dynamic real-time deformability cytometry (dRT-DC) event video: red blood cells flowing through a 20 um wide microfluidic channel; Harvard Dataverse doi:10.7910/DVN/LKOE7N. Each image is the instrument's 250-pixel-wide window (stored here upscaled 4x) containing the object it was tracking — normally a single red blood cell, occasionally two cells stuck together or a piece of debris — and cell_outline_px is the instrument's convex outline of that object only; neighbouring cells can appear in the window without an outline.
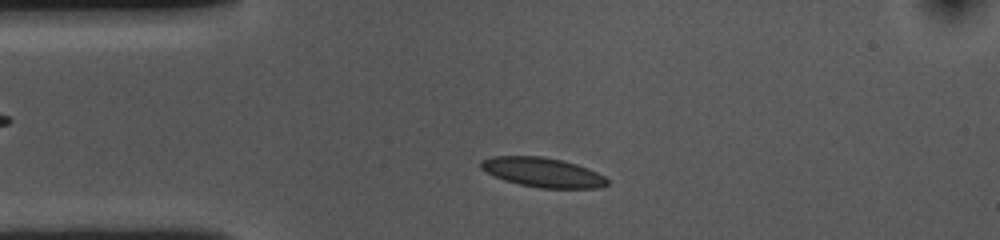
{"species": "common noctule bat (a hibernating species)", "species_latin": "Nyctalus noctula", "temperature_condition": "cold", "stored_images_in_passage": 43, "camera_frame_rate_fps": 3000, "um_per_image_px": 0.085, "animal": {"sex": "female", "body_mass_g": 10.0, "forearm_length_mm": 53.1}, "frame": {"image": 1, "passage_image": 6, "time_ms": 1.667, "image_size_px": [1000, 240], "cell_outline_px": [[608, 184], [596, 188], [540, 188], [520, 184], [504, 180], [480, 168], [480, 160], [492, 156], [540, 156], [560, 160], [576, 164], [588, 168], [604, 176], [608, 180]], "centroid_in_image_um": [46.11, 14.64], "position_along_channel_um": 38.9, "area_um2": 21.5}}
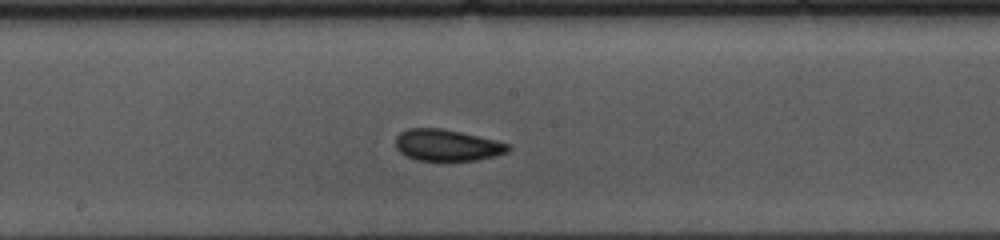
{"frame": {"image": 2, "passage_image": 22, "time_ms": 7.0, "image_size_px": [1000, 240], "cell_outline_px": [[512, 148], [508, 152], [496, 156], [476, 160], [416, 160], [404, 156], [396, 148], [396, 136], [400, 132], [408, 128], [444, 128], [496, 140], [508, 144]], "centroid_in_image_um": [37.99, 12.34], "position_along_channel_um": 210.2, "area_um2": 20.81}}
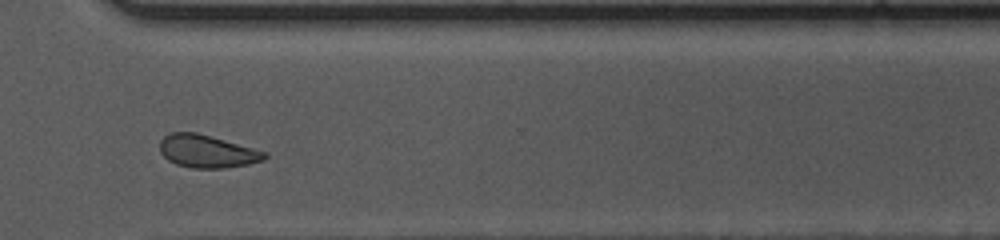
{"frame": {"image": 3, "passage_image": 34, "time_ms": 11.0, "image_size_px": [1000, 240], "cell_outline_px": [[268, 156], [264, 160], [248, 164], [224, 168], [192, 168], [176, 164], [168, 160], [160, 152], [160, 140], [164, 136], [172, 132], [196, 132], [268, 152]], "centroid_in_image_um": [17.6, 12.86], "position_along_channel_um": 353.0, "area_um2": 20.0}, "authors_computed_cell_mechanics": {"area_um2": 21.0392, "velocity_mm_per_s": 3.5642, "shape_relaxation_time_tau1_ms": 3.2696, "shape_relaxation_time_tau2_ms": 2.0067, "deformation_change_tau1": 0.0892, "deformation_change_tau2": 0.0806}}